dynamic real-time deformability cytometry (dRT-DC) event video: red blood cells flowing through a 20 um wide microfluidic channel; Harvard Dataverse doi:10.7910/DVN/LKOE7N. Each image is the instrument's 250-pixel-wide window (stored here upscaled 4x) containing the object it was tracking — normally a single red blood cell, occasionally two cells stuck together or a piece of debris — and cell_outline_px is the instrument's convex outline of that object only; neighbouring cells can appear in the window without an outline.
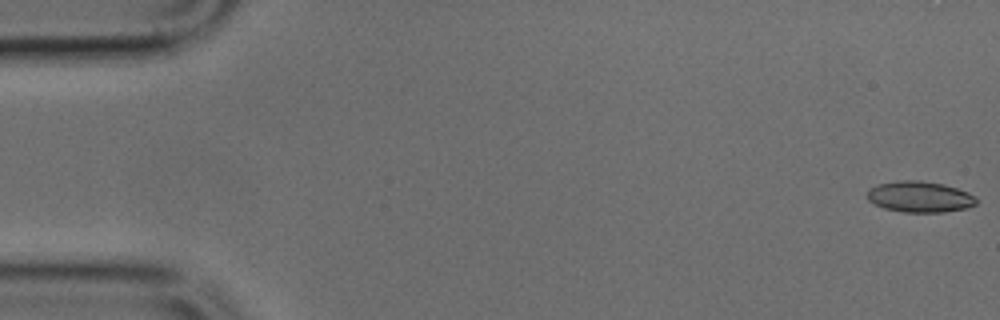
{"species": "common noctule bat (a hibernating species)", "species_latin": "Nyctalus noctula", "temperature_condition": "cold", "stored_images_in_passage": 49, "camera_frame_rate_fps": 3000, "um_per_image_px": 0.085, "animal": {"sex": "male", "body_mass_g": 17.9, "forearm_length_mm": 54.2}, "frame": {"image": 1, "passage_image": 1, "time_ms": 0.0, "image_size_px": [1000, 320], "cell_outline_px": [[976, 204], [968, 208], [944, 212], [904, 212], [884, 208], [868, 200], [868, 188], [876, 184], [900, 180], [920, 180], [944, 184], [968, 192], [976, 196]], "centroid_in_image_um": [78.19, 16.72], "position_along_channel_um": 6.8, "area_um2": 19.83}}
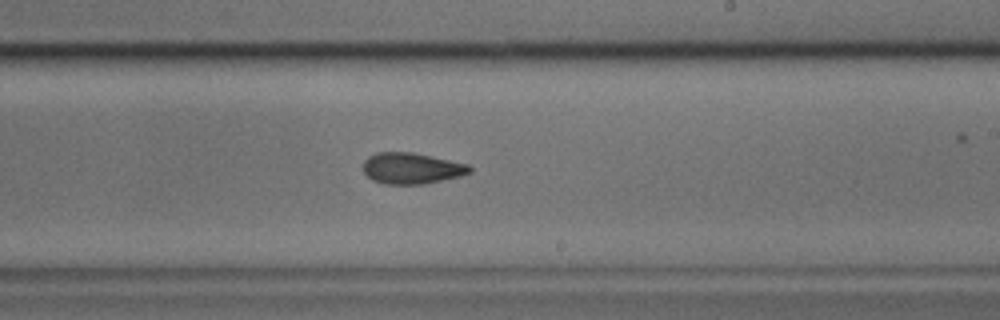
{"frame": {"image": 2, "passage_image": 29, "time_ms": 9.333, "image_size_px": [1000, 320], "cell_outline_px": [[472, 172], [460, 176], [424, 184], [384, 184], [372, 180], [364, 172], [364, 160], [368, 156], [376, 152], [412, 152], [468, 164], [472, 168]], "centroid_in_image_um": [34.98, 14.3], "position_along_channel_um": 254.0, "area_um2": 19.31}}
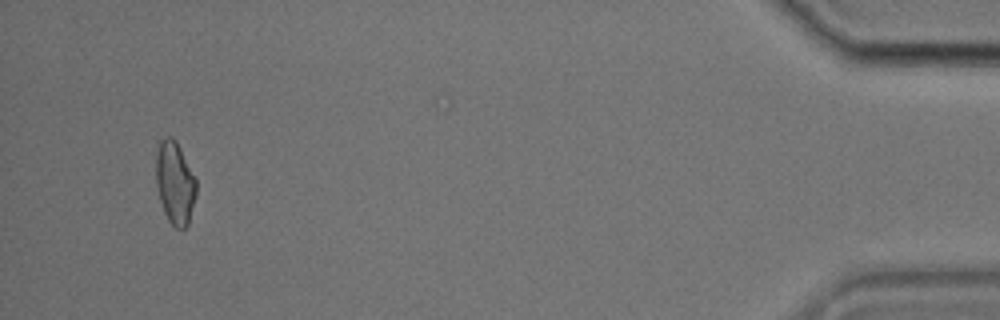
{"frame": {"image": 3, "passage_image": 47, "time_ms": 15.333, "image_size_px": [1000, 320], "cell_outline_px": [[196, 196], [188, 224], [184, 228], [176, 228], [168, 220], [164, 212], [156, 188], [156, 152], [160, 140], [168, 136], [172, 136], [176, 140], [196, 176]], "centroid_in_image_um": [14.87, 15.51], "position_along_channel_um": 420.3, "area_um2": 19.65}}